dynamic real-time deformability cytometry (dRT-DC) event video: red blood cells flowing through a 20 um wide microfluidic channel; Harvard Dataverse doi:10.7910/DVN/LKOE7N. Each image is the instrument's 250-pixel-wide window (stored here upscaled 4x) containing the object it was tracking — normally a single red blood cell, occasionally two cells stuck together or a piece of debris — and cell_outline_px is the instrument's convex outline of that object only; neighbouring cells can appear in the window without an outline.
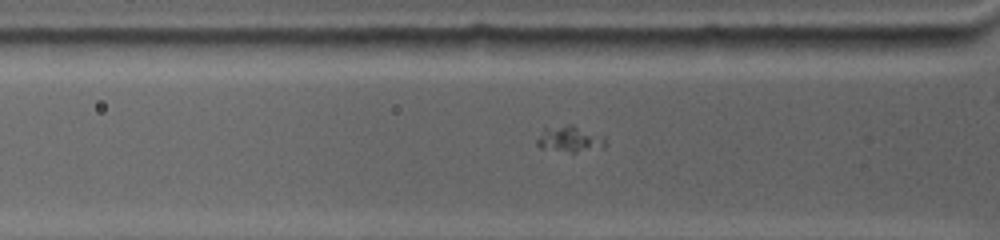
{"species": "common noctule bat (a hibernating species)", "species_latin": "Nyctalus noctula", "temperature_condition": "warm", "stored_images_in_passage": 72, "segment_of_instrument_passage": [1, 2], "camera_frame_rate_fps": 4500, "um_per_image_px": 0.085, "animal": {"sex": "female", "body_mass_g": 19.0, "forearm_length_mm": 53.3}, "frame": {"image": 1, "passage_image": 9, "time_ms": 1.778, "image_size_px": [1000, 240], "cell_outline_px": [[604, 148], [576, 152], [572, 152], [540, 148], [536, 144], [536, 140], [544, 128], [568, 124], [572, 124], [604, 136]], "centroid_in_image_um": [48.42, 11.81], "position_along_channel_um": 77.4, "area_um2": 10.4}}
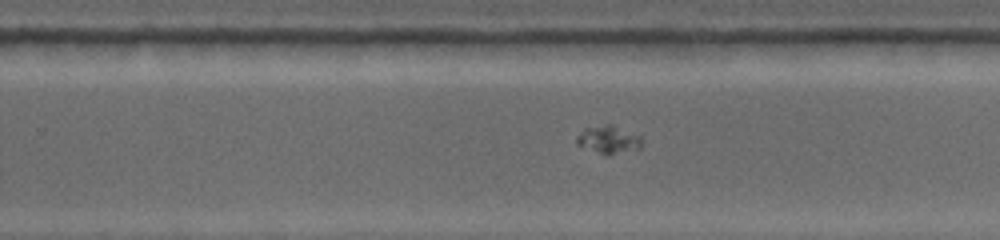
{"frame": {"image": 2, "passage_image": 34, "time_ms": 7.333, "image_size_px": [1000, 240], "cell_outline_px": [[640, 148], [608, 156], [604, 156], [576, 144], [576, 136], [584, 128], [608, 124], [640, 136]], "centroid_in_image_um": [51.66, 11.9], "position_along_channel_um": 278.1, "area_um2": 10.46}}
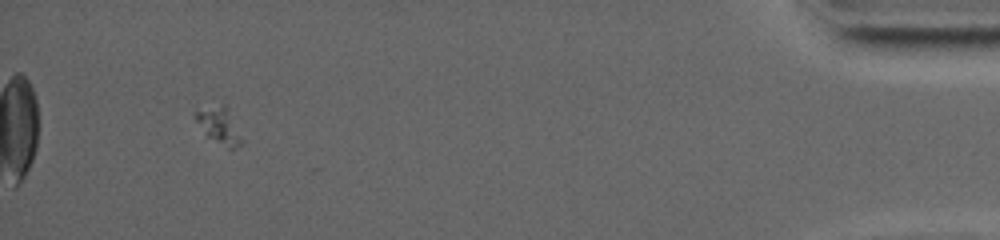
{"frame": {"image": 3, "passage_image": 64, "time_ms": 14.0, "image_size_px": [1000, 240], "cell_outline_px": [[244, 144], [236, 148], [228, 148], [204, 136], [192, 116], [192, 112], [220, 104], [224, 104], [228, 108], [244, 140]], "centroid_in_image_um": [18.61, 10.7], "position_along_channel_um": 416.6, "area_um2": 10.29}}